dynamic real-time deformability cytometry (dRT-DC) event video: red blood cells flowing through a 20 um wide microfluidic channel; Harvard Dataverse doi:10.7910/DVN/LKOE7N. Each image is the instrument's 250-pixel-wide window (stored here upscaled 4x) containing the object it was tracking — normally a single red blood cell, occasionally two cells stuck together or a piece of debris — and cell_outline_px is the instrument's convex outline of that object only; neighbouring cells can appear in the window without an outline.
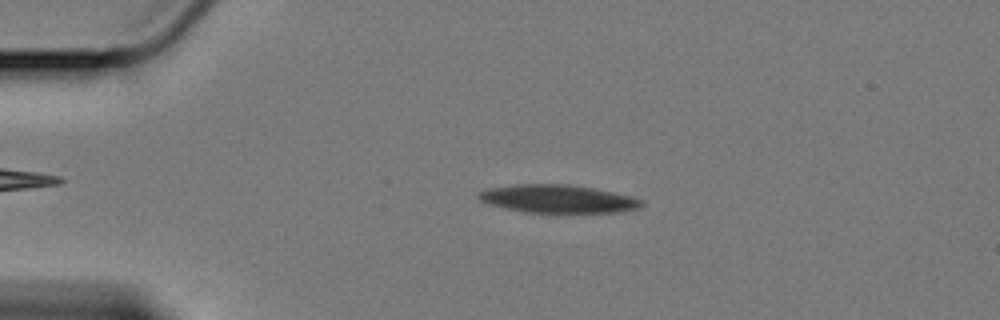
{"species": "Egyptian fruit bat (a non-hibernating species)", "species_latin": "Rousettus aegyptiacus", "temperature_condition": "cold", "stored_images_in_passage": 18, "camera_frame_rate_fps": 3000, "um_per_image_px": 0.085, "animal": {"sex": "female"}, "frame": {"image": 1, "passage_image": 12, "time_ms": 3.667, "image_size_px": [1000, 320], "cell_outline_px": [[644, 204], [640, 208], [616, 212], [524, 212], [492, 204], [480, 200], [476, 196], [480, 192], [488, 188], [516, 184], [568, 184], [592, 188], [632, 196], [644, 200]], "centroid_in_image_um": [47.46, 16.89], "position_along_channel_um": 37.5, "area_um2": 26.36}}